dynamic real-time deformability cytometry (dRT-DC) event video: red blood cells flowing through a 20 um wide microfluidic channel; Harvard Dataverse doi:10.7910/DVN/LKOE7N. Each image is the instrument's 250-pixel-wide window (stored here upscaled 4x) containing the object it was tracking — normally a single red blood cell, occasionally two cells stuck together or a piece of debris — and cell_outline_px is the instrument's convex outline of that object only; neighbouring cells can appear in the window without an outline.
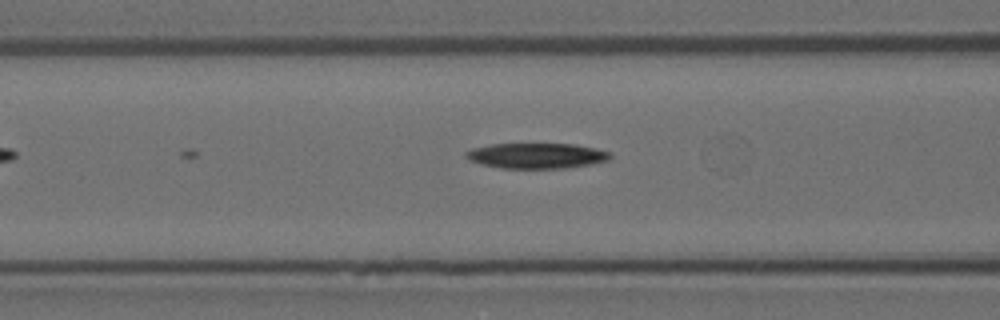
{"species": "Egyptian fruit bat (a non-hibernating species)", "species_latin": "Rousettus aegyptiacus", "temperature_condition": "room temperature", "stored_images_in_passage": 7, "camera_frame_rate_fps": 3000, "um_per_image_px": 0.085, "animal": {"sex": "female"}, "frame": {"image": 1, "passage_image": 7, "time_ms": 2.0, "image_size_px": [1000, 320], "cell_outline_px": [[612, 156], [608, 160], [588, 164], [564, 168], [500, 168], [484, 164], [472, 160], [464, 156], [464, 152], [472, 148], [492, 144], [572, 144], [596, 148], [612, 152]], "centroid_in_image_um": [45.62, 13.23], "position_along_channel_um": 121.0, "area_um2": 21.15}}